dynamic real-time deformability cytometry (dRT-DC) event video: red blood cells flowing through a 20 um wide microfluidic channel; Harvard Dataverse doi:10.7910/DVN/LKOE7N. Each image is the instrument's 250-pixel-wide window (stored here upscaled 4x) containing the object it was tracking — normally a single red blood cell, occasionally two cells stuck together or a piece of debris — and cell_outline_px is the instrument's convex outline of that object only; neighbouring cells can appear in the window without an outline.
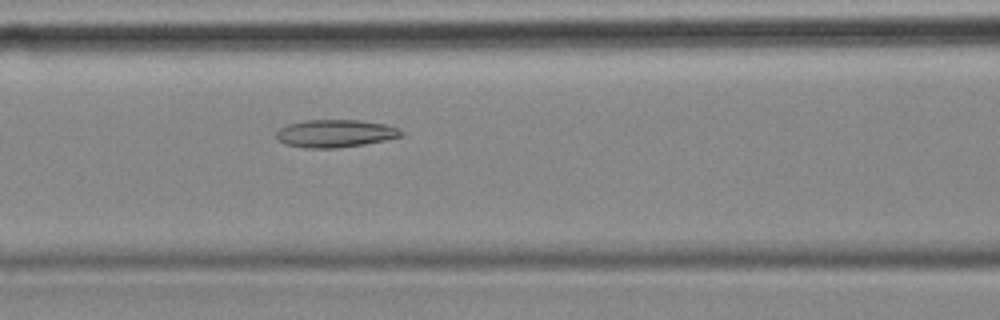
{"species": "common noctule bat (a hibernating species)", "species_latin": "Nyctalus noctula", "temperature_condition": "cold", "stored_images_in_passage": 55, "camera_frame_rate_fps": 3000, "um_per_image_px": 0.085, "animal": {"sex": "female", "body_mass_g": 18.4}, "frame": {"image": 1, "passage_image": 22, "time_ms": 7.0, "image_size_px": [1000, 320], "cell_outline_px": [[404, 136], [364, 144], [336, 148], [308, 148], [284, 144], [276, 136], [276, 132], [280, 128], [288, 124], [304, 120], [360, 120], [384, 124], [400, 128], [404, 132]], "centroid_in_image_um": [28.52, 11.34], "position_along_channel_um": 138.1, "area_um2": 20.17}}
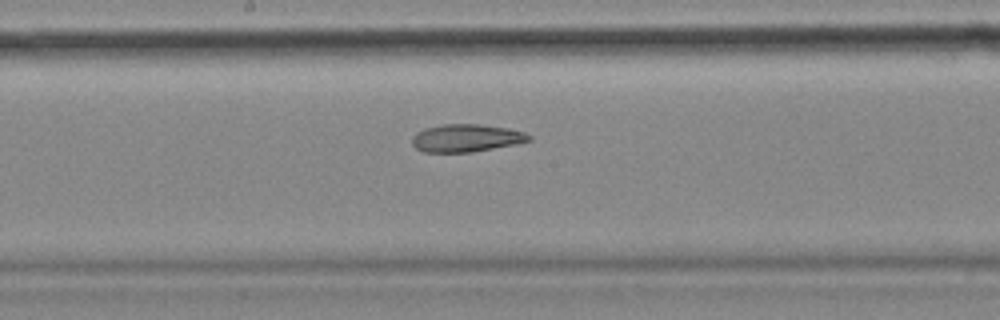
{"frame": {"image": 2, "passage_image": 28, "time_ms": 9.0, "image_size_px": [1000, 320], "cell_outline_px": [[532, 140], [516, 144], [472, 152], [424, 152], [416, 148], [412, 144], [412, 136], [416, 132], [424, 128], [444, 124], [480, 124], [508, 128], [524, 132], [532, 136]], "centroid_in_image_um": [39.63, 11.73], "position_along_channel_um": 208.6, "area_um2": 18.96}}
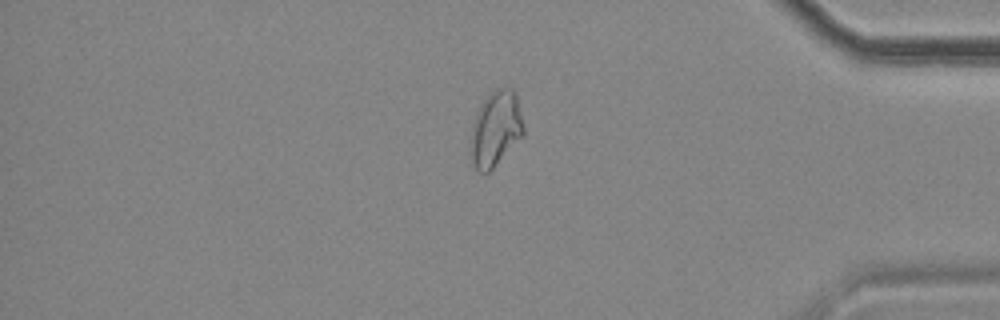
{"frame": {"image": 3, "passage_image": 46, "time_ms": 15.0, "image_size_px": [1000, 320], "cell_outline_px": [[524, 136], [488, 172], [480, 172], [476, 168], [472, 160], [472, 124], [476, 112], [480, 104], [496, 88], [512, 88], [516, 96], [524, 128]], "centroid_in_image_um": [42.15, 10.93], "position_along_channel_um": 393.1, "area_um2": 22.72}, "authors_computed_cell_mechanics": {"area_um2": 22.3686, "velocity_mm_per_s": 3.5385, "shape_relaxation_time_tau1_ms": null, "shape_relaxation_time_tau2_ms": 4.5231, "deformation_change_tau1": null, "deformation_change_tau2": 0.1177}}